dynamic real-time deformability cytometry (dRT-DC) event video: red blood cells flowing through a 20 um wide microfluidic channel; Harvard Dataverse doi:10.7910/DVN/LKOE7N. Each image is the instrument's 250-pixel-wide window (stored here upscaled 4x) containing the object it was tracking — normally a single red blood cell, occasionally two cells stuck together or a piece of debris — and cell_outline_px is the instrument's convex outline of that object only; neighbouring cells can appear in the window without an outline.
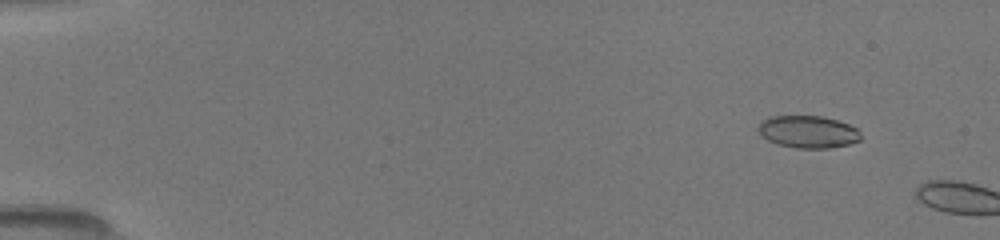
{"species": "common noctule bat (a hibernating species)", "species_latin": "Nyctalus noctula", "temperature_condition": "room temperature", "stored_images_in_passage": 6, "camera_frame_rate_fps": 3000, "um_per_image_px": 0.085, "animal": {"sex": "female", "body_mass_g": 19.5, "forearm_length_mm": 54.1}, "frame": {"image": 1, "passage_image": 4, "time_ms": 1.333, "image_size_px": [1000, 240], "cell_outline_px": [[860, 140], [848, 144], [832, 148], [796, 148], [776, 144], [760, 136], [760, 124], [768, 116], [824, 116], [848, 124], [856, 128], [860, 132]], "centroid_in_image_um": [68.69, 11.21], "position_along_channel_um": 16.3, "area_um2": 19.25}}